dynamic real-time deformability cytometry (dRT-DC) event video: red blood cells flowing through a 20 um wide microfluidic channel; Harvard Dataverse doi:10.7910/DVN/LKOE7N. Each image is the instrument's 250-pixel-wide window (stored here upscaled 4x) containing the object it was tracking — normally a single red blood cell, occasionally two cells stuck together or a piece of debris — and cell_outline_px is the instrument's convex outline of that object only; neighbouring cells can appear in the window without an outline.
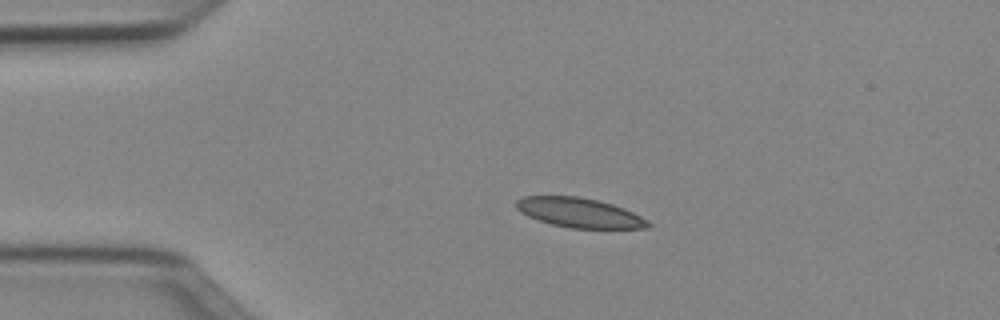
{"species": "Egyptian fruit bat (a non-hibernating species)", "species_latin": "Rousettus aegyptiacus", "temperature_condition": "cold", "stored_images_in_passage": 41, "camera_frame_rate_fps": 3000, "um_per_image_px": 0.085, "animal": {"sex": "female"}, "frame": {"image": 1, "passage_image": 1, "time_ms": 0.0, "image_size_px": [1000, 320], "cell_outline_px": [[652, 224], [648, 228], [572, 228], [552, 224], [528, 216], [520, 212], [516, 208], [516, 200], [524, 196], [580, 196], [612, 204], [624, 208], [648, 220]], "centroid_in_image_um": [49.25, 18.07], "position_along_channel_um": 35.8, "area_um2": 22.6}}
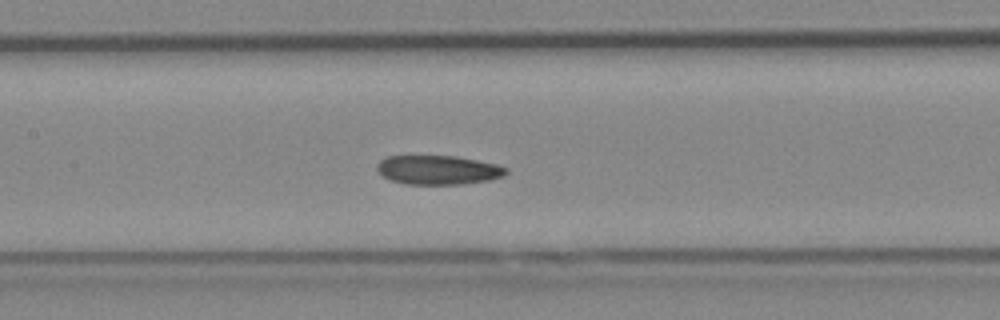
{"frame": {"image": 2, "passage_image": 14, "time_ms": 4.333, "image_size_px": [1000, 320], "cell_outline_px": [[508, 172], [504, 176], [488, 180], [460, 184], [404, 184], [392, 180], [384, 176], [376, 168], [376, 164], [380, 160], [388, 156], [456, 156], [496, 164], [508, 168]], "centroid_in_image_um": [37.25, 14.44], "position_along_channel_um": 170.2, "area_um2": 21.79}}
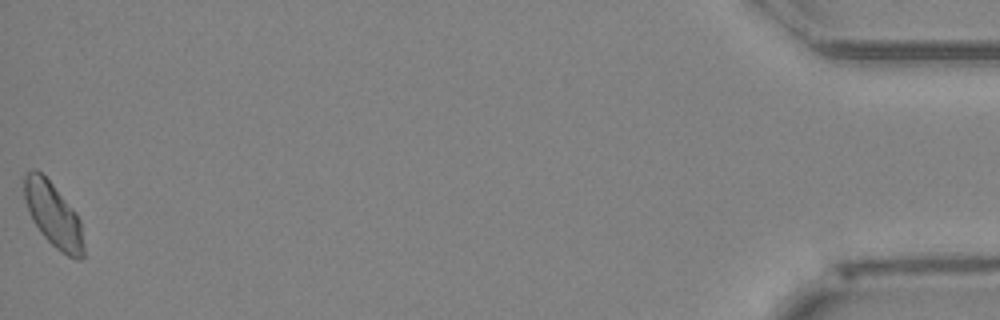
{"frame": {"image": 3, "passage_image": 41, "time_ms": 13.333, "image_size_px": [1000, 320], "cell_outline_px": [[84, 256], [80, 260], [76, 260], [60, 252], [40, 232], [32, 220], [24, 200], [24, 176], [32, 168], [36, 168], [52, 184], [76, 212], [80, 220], [84, 244]], "centroid_in_image_um": [4.54, 18.29], "position_along_channel_um": 430.7, "area_um2": 22.31}, "authors_computed_cell_mechanics": {"area_um2": 22.3108, "velocity_mm_per_s": 3.9751, "shape_relaxation_time_tau1_ms": null, "shape_relaxation_time_tau2_ms": 5.2433, "deformation_change_tau1": null, "deformation_change_tau2": 0.0955}}